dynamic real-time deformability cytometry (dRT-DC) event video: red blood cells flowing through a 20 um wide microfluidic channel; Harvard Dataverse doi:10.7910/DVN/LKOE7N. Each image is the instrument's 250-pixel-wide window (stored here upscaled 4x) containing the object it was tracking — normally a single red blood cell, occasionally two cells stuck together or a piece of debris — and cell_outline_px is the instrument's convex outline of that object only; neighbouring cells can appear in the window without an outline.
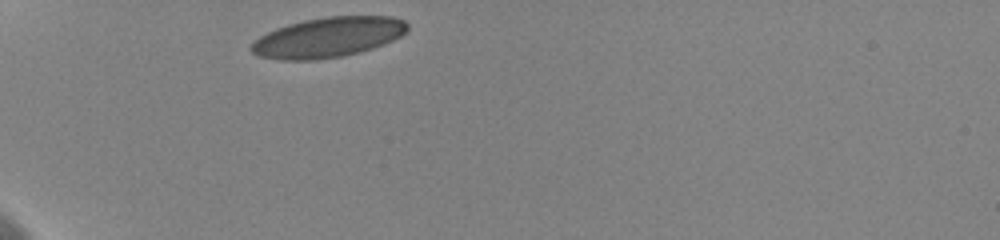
{"species": "human", "species_latin": "Homo sapiens", "temperature_condition": "cold", "stored_images_in_passage": 3, "camera_frame_rate_fps": 3000, "um_per_image_px": 0.085, "donor": {"sex": "female"}, "frame": {"image": 1, "passage_image": 1, "time_ms": 0.0, "image_size_px": [1000, 240], "cell_outline_px": [[408, 32], [384, 44], [372, 48], [340, 56], [312, 60], [276, 60], [260, 56], [252, 52], [248, 48], [260, 36], [276, 28], [288, 24], [304, 20], [324, 16], [392, 16], [404, 20], [408, 24]], "centroid_in_image_um": [27.88, 3.16], "position_along_channel_um": 57.1, "area_um2": 36.41}}